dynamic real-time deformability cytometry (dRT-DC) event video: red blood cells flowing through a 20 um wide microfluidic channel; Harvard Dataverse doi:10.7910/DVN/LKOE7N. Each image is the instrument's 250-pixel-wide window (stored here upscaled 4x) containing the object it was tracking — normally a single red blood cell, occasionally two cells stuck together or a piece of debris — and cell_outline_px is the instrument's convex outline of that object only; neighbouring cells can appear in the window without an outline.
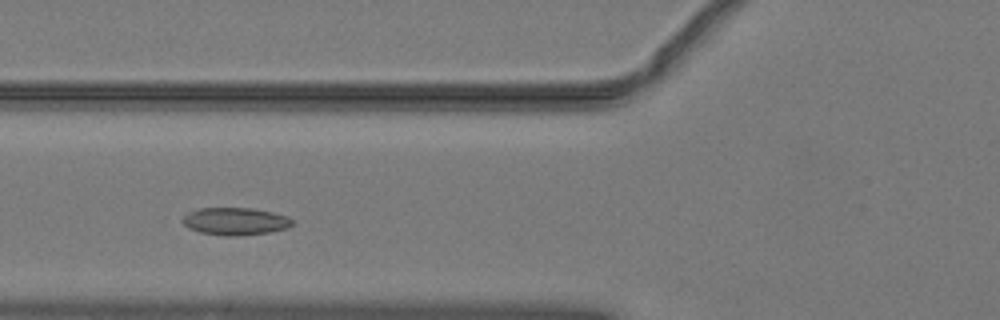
{"species": "common noctule bat (a hibernating species)", "species_latin": "Nyctalus noctula", "temperature_condition": "warm", "stored_images_in_passage": 34, "camera_frame_rate_fps": 3000, "um_per_image_px": 0.085, "animal": {"sex": "male", "body_mass_g": 19.2, "forearm_length_mm": 51.8}, "frame": {"image": 1, "passage_image": 3, "time_ms": 0.667, "image_size_px": [1000, 320], "cell_outline_px": [[292, 224], [288, 228], [268, 232], [236, 236], [224, 236], [200, 232], [188, 228], [180, 220], [188, 212], [200, 208], [252, 208], [272, 212], [284, 216], [292, 220]], "centroid_in_image_um": [19.95, 18.81], "position_along_channel_um": 105.9, "area_um2": 17.46}}
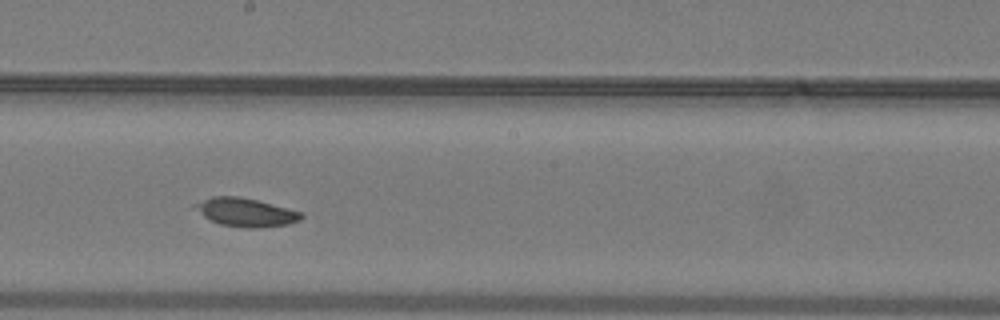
{"frame": {"image": 2, "passage_image": 12, "time_ms": 3.667, "image_size_px": [1000, 320], "cell_outline_px": [[304, 216], [300, 220], [288, 224], [252, 228], [248, 228], [220, 224], [204, 216], [192, 204], [212, 196], [236, 196], [256, 200], [304, 212]], "centroid_in_image_um": [20.92, 18.04], "position_along_channel_um": 227.3, "area_um2": 17.34}}
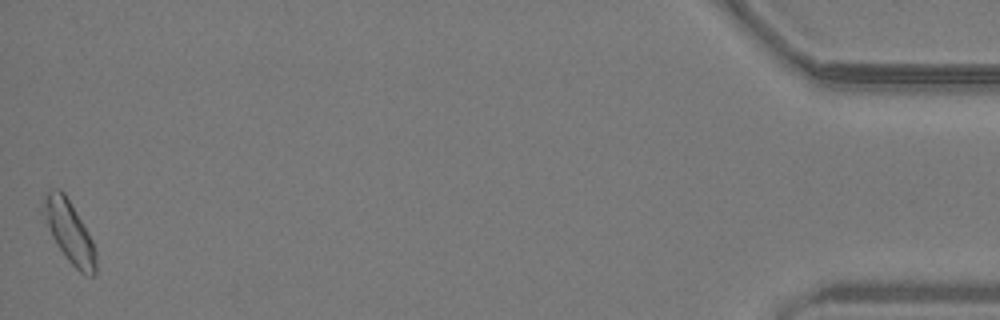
{"frame": {"image": 3, "passage_image": 34, "time_ms": 11.0, "image_size_px": [1000, 320], "cell_outline_px": [[96, 272], [92, 276], [84, 276], [64, 256], [52, 236], [40, 212], [40, 204], [44, 192], [52, 188], [60, 188], [64, 192], [88, 232], [92, 240], [96, 252]], "centroid_in_image_um": [5.84, 19.65], "position_along_channel_um": 429.4, "area_um2": 19.31}}